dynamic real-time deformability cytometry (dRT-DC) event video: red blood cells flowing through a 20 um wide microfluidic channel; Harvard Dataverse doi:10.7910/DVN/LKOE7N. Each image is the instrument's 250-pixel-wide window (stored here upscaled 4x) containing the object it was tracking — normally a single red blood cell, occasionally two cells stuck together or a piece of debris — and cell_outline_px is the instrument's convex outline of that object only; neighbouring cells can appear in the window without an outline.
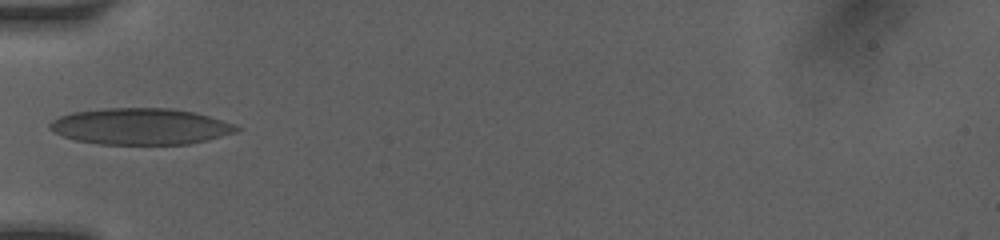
{"species": "human", "species_latin": "Homo sapiens", "temperature_condition": "room temperature", "stored_images_in_passage": 31, "camera_frame_rate_fps": 3000, "um_per_image_px": 0.085, "donor": {"sex": "female"}, "frame": {"image": 1, "passage_image": 1, "time_ms": 0.0, "image_size_px": [1000, 240], "cell_outline_px": [[240, 128], [236, 132], [188, 144], [100, 144], [76, 140], [64, 136], [48, 128], [48, 124], [52, 120], [60, 116], [72, 112], [104, 108], [172, 108], [196, 112], [236, 124]], "centroid_in_image_um": [11.94, 10.73], "position_along_channel_um": 73.1, "area_um2": 39.48}}
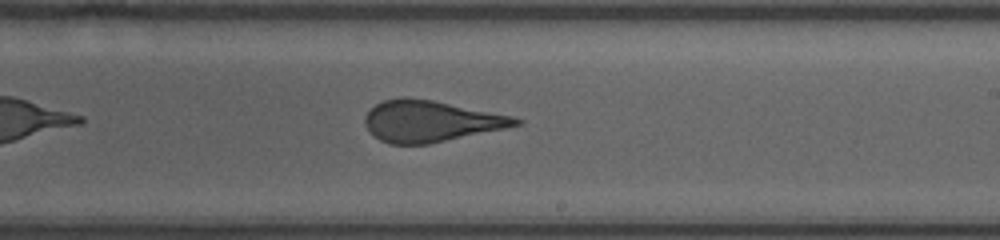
{"frame": {"image": 2, "passage_image": 13, "time_ms": 4.333, "image_size_px": [1000, 240], "cell_outline_px": [[524, 124], [428, 144], [388, 144], [380, 140], [364, 124], [364, 116], [376, 104], [384, 100], [400, 96], [404, 96], [432, 100], [512, 116], [524, 120]], "centroid_in_image_um": [36.59, 10.29], "position_along_channel_um": 252.4, "area_um2": 36.01}}
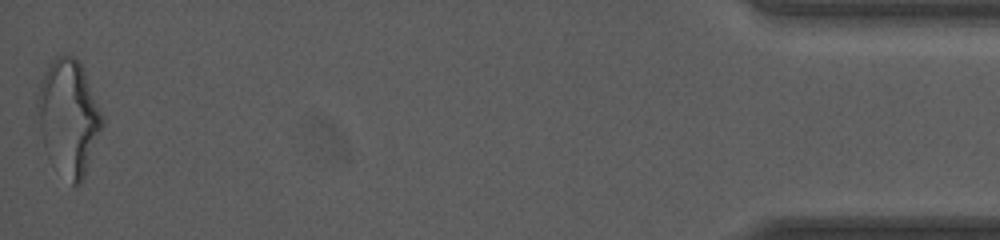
{"frame": {"image": 3, "passage_image": 31, "time_ms": 10.667, "image_size_px": [1000, 240], "cell_outline_px": [[104, 124], [84, 176], [80, 184], [72, 184], [48, 156], [44, 148], [36, 112], [36, 104], [40, 84], [44, 72], [48, 64], [56, 56], [72, 56], [80, 60], [104, 116]], "centroid_in_image_um": [5.84, 9.92], "position_along_channel_um": 429.4, "area_um2": 43.41}, "authors_computed_cell_mechanics": {"area_um2": 37.2232, "velocity_mm_per_s": 4.1231, "shape_relaxation_time_tau1_ms": 7.6957, "shape_relaxation_time_tau2_ms": 0.7387, "deformation_change_tau1": 0.2156, "deformation_change_tau2": 0.0882}}